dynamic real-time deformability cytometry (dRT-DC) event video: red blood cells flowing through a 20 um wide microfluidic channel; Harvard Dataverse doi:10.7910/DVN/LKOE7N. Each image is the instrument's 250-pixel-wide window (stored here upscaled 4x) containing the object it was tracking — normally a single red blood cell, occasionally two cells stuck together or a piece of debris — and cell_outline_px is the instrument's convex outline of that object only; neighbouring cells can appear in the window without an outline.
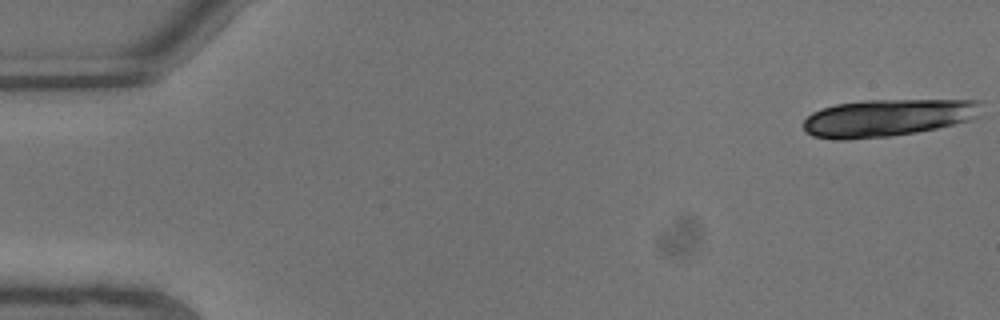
{"species": "common noctule bat (a hibernating species)", "species_latin": "Nyctalus noctula", "temperature_condition": "warm", "stored_images_in_passage": 8, "camera_frame_rate_fps": 3000, "um_per_image_px": 0.085, "animal": {"sex": "male", "body_mass_g": 13.3}, "frame": {"image": 1, "passage_image": 1, "time_ms": 0.0, "image_size_px": [1000, 320], "cell_outline_px": [[980, 116], [968, 120], [936, 128], [916, 132], [888, 136], [848, 140], [832, 140], [812, 136], [804, 132], [804, 120], [812, 112], [836, 104], [864, 100], [980, 100]], "centroid_in_image_um": [75.4, 10.01], "position_along_channel_um": 9.6, "area_um2": 38.67}}